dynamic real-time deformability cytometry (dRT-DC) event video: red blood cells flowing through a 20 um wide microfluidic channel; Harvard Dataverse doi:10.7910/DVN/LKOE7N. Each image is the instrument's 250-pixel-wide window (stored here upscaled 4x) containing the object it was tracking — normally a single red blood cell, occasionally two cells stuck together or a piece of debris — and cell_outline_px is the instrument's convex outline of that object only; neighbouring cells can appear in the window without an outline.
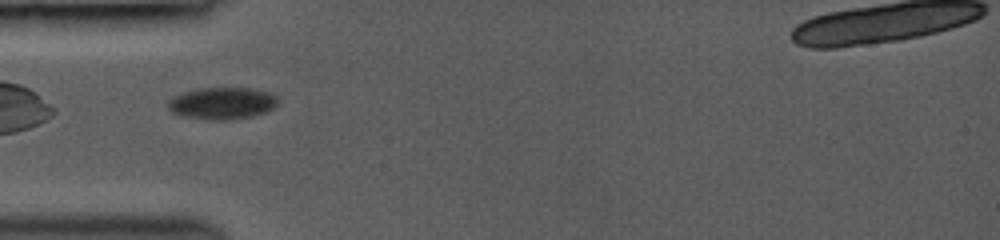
{"species": "common noctule bat (a hibernating species)", "species_latin": "Nyctalus noctula", "temperature_condition": "room temperature", "stored_images_in_passage": 16, "camera_frame_rate_fps": 3000, "um_per_image_px": 0.085, "animal": {"sex": "female", "body_mass_g": 19.0, "forearm_length_mm": 53.3}, "frame": {"image": 1, "passage_image": 2, "time_ms": 0.333, "image_size_px": [1000, 240], "cell_outline_px": [[276, 104], [272, 108], [264, 112], [252, 116], [228, 120], [208, 120], [180, 116], [172, 112], [168, 108], [168, 100], [184, 92], [196, 88], [252, 88], [268, 92], [276, 96]], "centroid_in_image_um": [18.84, 8.78], "position_along_channel_um": 66.2, "area_um2": 20.4}}
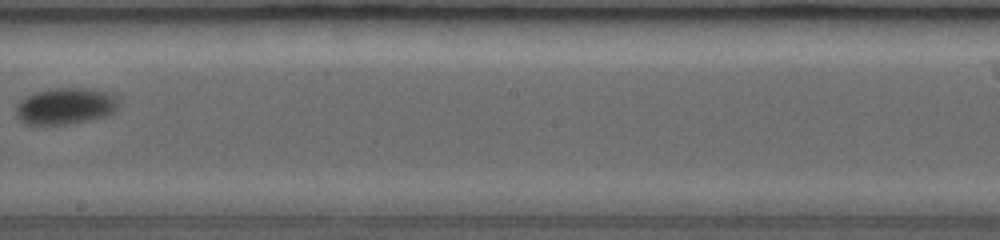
{"frame": {"image": 2, "passage_image": 10, "time_ms": 4.667, "image_size_px": [1000, 240], "cell_outline_px": [[116, 108], [108, 116], [88, 120], [64, 124], [24, 124], [16, 116], [16, 104], [24, 96], [32, 92], [52, 88], [84, 88], [108, 92], [116, 96]], "centroid_in_image_um": [5.5, 9.0], "position_along_channel_um": 242.7, "area_um2": 21.85}}
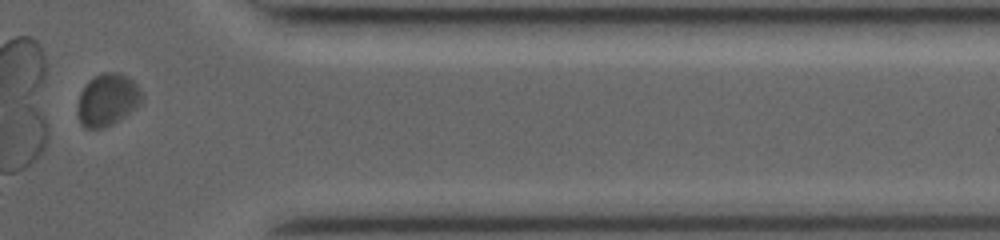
{"frame": {"image": 3, "passage_image": 16, "time_ms": 8.667, "image_size_px": [1000, 240], "cell_outline_px": [[144, 104], [112, 124], [104, 128], [84, 128], [80, 124], [76, 112], [76, 104], [80, 92], [84, 84], [92, 76], [104, 72], [120, 72], [128, 76], [144, 92]], "centroid_in_image_um": [9.14, 8.47], "position_along_channel_um": 402.3, "area_um2": 20.46}, "authors_computed_cell_mechanics": {"area_um2": 21.0392, "velocity_mm_per_s": 4.1009, "shape_relaxation_time_tau1_ms": 2.085, "shape_relaxation_time_tau2_ms": null, "deformation_change_tau1": 0.0531, "deformation_change_tau2": null}}